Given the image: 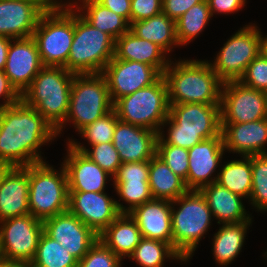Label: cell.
Returning a JSON list of instances; mask_svg holds the SVG:
<instances>
[{
  "instance_id": "cell-1",
  "label": "cell",
  "mask_w": 267,
  "mask_h": 267,
  "mask_svg": "<svg viewBox=\"0 0 267 267\" xmlns=\"http://www.w3.org/2000/svg\"><path fill=\"white\" fill-rule=\"evenodd\" d=\"M56 137V130L22 100L0 109L1 162L12 167L44 162L40 148Z\"/></svg>"
},
{
  "instance_id": "cell-2",
  "label": "cell",
  "mask_w": 267,
  "mask_h": 267,
  "mask_svg": "<svg viewBox=\"0 0 267 267\" xmlns=\"http://www.w3.org/2000/svg\"><path fill=\"white\" fill-rule=\"evenodd\" d=\"M162 76L168 88L169 105L221 104L223 82L214 72L209 61L180 59L173 63L170 60Z\"/></svg>"
},
{
  "instance_id": "cell-3",
  "label": "cell",
  "mask_w": 267,
  "mask_h": 267,
  "mask_svg": "<svg viewBox=\"0 0 267 267\" xmlns=\"http://www.w3.org/2000/svg\"><path fill=\"white\" fill-rule=\"evenodd\" d=\"M169 125L165 138L164 126ZM156 143H167L186 149L221 133L220 105L184 103L170 105ZM163 130V131H162Z\"/></svg>"
},
{
  "instance_id": "cell-4",
  "label": "cell",
  "mask_w": 267,
  "mask_h": 267,
  "mask_svg": "<svg viewBox=\"0 0 267 267\" xmlns=\"http://www.w3.org/2000/svg\"><path fill=\"white\" fill-rule=\"evenodd\" d=\"M74 75L64 67L44 66L22 93L21 100L57 130L67 117Z\"/></svg>"
},
{
  "instance_id": "cell-5",
  "label": "cell",
  "mask_w": 267,
  "mask_h": 267,
  "mask_svg": "<svg viewBox=\"0 0 267 267\" xmlns=\"http://www.w3.org/2000/svg\"><path fill=\"white\" fill-rule=\"evenodd\" d=\"M171 204L172 247L187 262L210 228L213 215L200 190H188ZM176 205L180 206L177 210Z\"/></svg>"
},
{
  "instance_id": "cell-6",
  "label": "cell",
  "mask_w": 267,
  "mask_h": 267,
  "mask_svg": "<svg viewBox=\"0 0 267 267\" xmlns=\"http://www.w3.org/2000/svg\"><path fill=\"white\" fill-rule=\"evenodd\" d=\"M74 37V9L69 3L48 8L32 34L43 66L64 67Z\"/></svg>"
},
{
  "instance_id": "cell-7",
  "label": "cell",
  "mask_w": 267,
  "mask_h": 267,
  "mask_svg": "<svg viewBox=\"0 0 267 267\" xmlns=\"http://www.w3.org/2000/svg\"><path fill=\"white\" fill-rule=\"evenodd\" d=\"M114 52L115 40L94 28L74 8V37L66 69L75 75L102 73Z\"/></svg>"
},
{
  "instance_id": "cell-8",
  "label": "cell",
  "mask_w": 267,
  "mask_h": 267,
  "mask_svg": "<svg viewBox=\"0 0 267 267\" xmlns=\"http://www.w3.org/2000/svg\"><path fill=\"white\" fill-rule=\"evenodd\" d=\"M113 110L107 81L102 73L74 75L69 108L64 123L56 130L59 136L64 124L71 122L79 132Z\"/></svg>"
},
{
  "instance_id": "cell-9",
  "label": "cell",
  "mask_w": 267,
  "mask_h": 267,
  "mask_svg": "<svg viewBox=\"0 0 267 267\" xmlns=\"http://www.w3.org/2000/svg\"><path fill=\"white\" fill-rule=\"evenodd\" d=\"M58 172L44 162L29 165V211L44 221L69 207V187L65 168Z\"/></svg>"
},
{
  "instance_id": "cell-10",
  "label": "cell",
  "mask_w": 267,
  "mask_h": 267,
  "mask_svg": "<svg viewBox=\"0 0 267 267\" xmlns=\"http://www.w3.org/2000/svg\"><path fill=\"white\" fill-rule=\"evenodd\" d=\"M168 88L161 75L152 85L118 99L113 104L118 119L159 133L169 115Z\"/></svg>"
},
{
  "instance_id": "cell-11",
  "label": "cell",
  "mask_w": 267,
  "mask_h": 267,
  "mask_svg": "<svg viewBox=\"0 0 267 267\" xmlns=\"http://www.w3.org/2000/svg\"><path fill=\"white\" fill-rule=\"evenodd\" d=\"M261 31L255 24L245 25L224 43L209 64L223 82L239 81L249 63L262 52Z\"/></svg>"
},
{
  "instance_id": "cell-12",
  "label": "cell",
  "mask_w": 267,
  "mask_h": 267,
  "mask_svg": "<svg viewBox=\"0 0 267 267\" xmlns=\"http://www.w3.org/2000/svg\"><path fill=\"white\" fill-rule=\"evenodd\" d=\"M43 231V221L31 214L0 221V249L3 260L30 263Z\"/></svg>"
},
{
  "instance_id": "cell-13",
  "label": "cell",
  "mask_w": 267,
  "mask_h": 267,
  "mask_svg": "<svg viewBox=\"0 0 267 267\" xmlns=\"http://www.w3.org/2000/svg\"><path fill=\"white\" fill-rule=\"evenodd\" d=\"M220 115L221 123H245L265 119V93L244 86L240 81L223 83Z\"/></svg>"
},
{
  "instance_id": "cell-14",
  "label": "cell",
  "mask_w": 267,
  "mask_h": 267,
  "mask_svg": "<svg viewBox=\"0 0 267 267\" xmlns=\"http://www.w3.org/2000/svg\"><path fill=\"white\" fill-rule=\"evenodd\" d=\"M104 75L112 103L152 85L161 74L148 64L138 61L113 59L105 66Z\"/></svg>"
},
{
  "instance_id": "cell-15",
  "label": "cell",
  "mask_w": 267,
  "mask_h": 267,
  "mask_svg": "<svg viewBox=\"0 0 267 267\" xmlns=\"http://www.w3.org/2000/svg\"><path fill=\"white\" fill-rule=\"evenodd\" d=\"M44 232L80 261L99 236L69 210L43 221Z\"/></svg>"
},
{
  "instance_id": "cell-16",
  "label": "cell",
  "mask_w": 267,
  "mask_h": 267,
  "mask_svg": "<svg viewBox=\"0 0 267 267\" xmlns=\"http://www.w3.org/2000/svg\"><path fill=\"white\" fill-rule=\"evenodd\" d=\"M68 210L98 236L121 214L105 192H69Z\"/></svg>"
},
{
  "instance_id": "cell-17",
  "label": "cell",
  "mask_w": 267,
  "mask_h": 267,
  "mask_svg": "<svg viewBox=\"0 0 267 267\" xmlns=\"http://www.w3.org/2000/svg\"><path fill=\"white\" fill-rule=\"evenodd\" d=\"M47 9L41 0H0V36L32 37L40 16Z\"/></svg>"
},
{
  "instance_id": "cell-18",
  "label": "cell",
  "mask_w": 267,
  "mask_h": 267,
  "mask_svg": "<svg viewBox=\"0 0 267 267\" xmlns=\"http://www.w3.org/2000/svg\"><path fill=\"white\" fill-rule=\"evenodd\" d=\"M43 67L32 37L11 40L3 71L21 95Z\"/></svg>"
},
{
  "instance_id": "cell-19",
  "label": "cell",
  "mask_w": 267,
  "mask_h": 267,
  "mask_svg": "<svg viewBox=\"0 0 267 267\" xmlns=\"http://www.w3.org/2000/svg\"><path fill=\"white\" fill-rule=\"evenodd\" d=\"M224 152L225 148L221 133L217 137L203 140L188 149L187 188L189 190H200L205 185L217 181L218 175L215 174V177H212L214 176L212 174L220 166L219 163Z\"/></svg>"
},
{
  "instance_id": "cell-20",
  "label": "cell",
  "mask_w": 267,
  "mask_h": 267,
  "mask_svg": "<svg viewBox=\"0 0 267 267\" xmlns=\"http://www.w3.org/2000/svg\"><path fill=\"white\" fill-rule=\"evenodd\" d=\"M158 133L117 121L113 145L122 163L149 161L156 154Z\"/></svg>"
},
{
  "instance_id": "cell-21",
  "label": "cell",
  "mask_w": 267,
  "mask_h": 267,
  "mask_svg": "<svg viewBox=\"0 0 267 267\" xmlns=\"http://www.w3.org/2000/svg\"><path fill=\"white\" fill-rule=\"evenodd\" d=\"M67 154L62 163L67 175L69 192H105L110 174L83 152L67 143Z\"/></svg>"
},
{
  "instance_id": "cell-22",
  "label": "cell",
  "mask_w": 267,
  "mask_h": 267,
  "mask_svg": "<svg viewBox=\"0 0 267 267\" xmlns=\"http://www.w3.org/2000/svg\"><path fill=\"white\" fill-rule=\"evenodd\" d=\"M225 150L242 156L267 154V118L245 123H221Z\"/></svg>"
},
{
  "instance_id": "cell-23",
  "label": "cell",
  "mask_w": 267,
  "mask_h": 267,
  "mask_svg": "<svg viewBox=\"0 0 267 267\" xmlns=\"http://www.w3.org/2000/svg\"><path fill=\"white\" fill-rule=\"evenodd\" d=\"M129 215L136 221L141 236L172 246L171 201L154 199L135 207Z\"/></svg>"
},
{
  "instance_id": "cell-24",
  "label": "cell",
  "mask_w": 267,
  "mask_h": 267,
  "mask_svg": "<svg viewBox=\"0 0 267 267\" xmlns=\"http://www.w3.org/2000/svg\"><path fill=\"white\" fill-rule=\"evenodd\" d=\"M29 165L9 169L0 184V221L30 214Z\"/></svg>"
},
{
  "instance_id": "cell-25",
  "label": "cell",
  "mask_w": 267,
  "mask_h": 267,
  "mask_svg": "<svg viewBox=\"0 0 267 267\" xmlns=\"http://www.w3.org/2000/svg\"><path fill=\"white\" fill-rule=\"evenodd\" d=\"M166 55L167 53L156 43L139 38L130 30L115 40L114 57L116 59L148 64L161 75L170 62Z\"/></svg>"
},
{
  "instance_id": "cell-26",
  "label": "cell",
  "mask_w": 267,
  "mask_h": 267,
  "mask_svg": "<svg viewBox=\"0 0 267 267\" xmlns=\"http://www.w3.org/2000/svg\"><path fill=\"white\" fill-rule=\"evenodd\" d=\"M218 224L241 223L252 220L243 205V197L234 194L218 183L205 185L200 189Z\"/></svg>"
},
{
  "instance_id": "cell-27",
  "label": "cell",
  "mask_w": 267,
  "mask_h": 267,
  "mask_svg": "<svg viewBox=\"0 0 267 267\" xmlns=\"http://www.w3.org/2000/svg\"><path fill=\"white\" fill-rule=\"evenodd\" d=\"M141 238L139 227L129 213H121L99 235V239L121 260L132 255Z\"/></svg>"
},
{
  "instance_id": "cell-28",
  "label": "cell",
  "mask_w": 267,
  "mask_h": 267,
  "mask_svg": "<svg viewBox=\"0 0 267 267\" xmlns=\"http://www.w3.org/2000/svg\"><path fill=\"white\" fill-rule=\"evenodd\" d=\"M149 188L154 199L174 201L189 189L156 154L149 160Z\"/></svg>"
},
{
  "instance_id": "cell-29",
  "label": "cell",
  "mask_w": 267,
  "mask_h": 267,
  "mask_svg": "<svg viewBox=\"0 0 267 267\" xmlns=\"http://www.w3.org/2000/svg\"><path fill=\"white\" fill-rule=\"evenodd\" d=\"M129 30L139 38L156 43L166 53L179 46L175 21L163 12L149 19L131 22Z\"/></svg>"
},
{
  "instance_id": "cell-30",
  "label": "cell",
  "mask_w": 267,
  "mask_h": 267,
  "mask_svg": "<svg viewBox=\"0 0 267 267\" xmlns=\"http://www.w3.org/2000/svg\"><path fill=\"white\" fill-rule=\"evenodd\" d=\"M81 2L80 5H77L76 1L73 2L75 5L72 2L69 4L77 8L75 10L94 28L109 34L114 40L129 30L130 24L123 17L112 12L97 0Z\"/></svg>"
},
{
  "instance_id": "cell-31",
  "label": "cell",
  "mask_w": 267,
  "mask_h": 267,
  "mask_svg": "<svg viewBox=\"0 0 267 267\" xmlns=\"http://www.w3.org/2000/svg\"><path fill=\"white\" fill-rule=\"evenodd\" d=\"M253 220L241 223L222 224L213 236V255L215 261L227 266L240 254L247 229Z\"/></svg>"
},
{
  "instance_id": "cell-32",
  "label": "cell",
  "mask_w": 267,
  "mask_h": 267,
  "mask_svg": "<svg viewBox=\"0 0 267 267\" xmlns=\"http://www.w3.org/2000/svg\"><path fill=\"white\" fill-rule=\"evenodd\" d=\"M243 159L231 160L223 165L217 181L220 186L227 188L234 194L249 198L252 192V155L241 156Z\"/></svg>"
},
{
  "instance_id": "cell-33",
  "label": "cell",
  "mask_w": 267,
  "mask_h": 267,
  "mask_svg": "<svg viewBox=\"0 0 267 267\" xmlns=\"http://www.w3.org/2000/svg\"><path fill=\"white\" fill-rule=\"evenodd\" d=\"M184 262L183 257L164 241L142 237L129 259L135 260L140 267H163L165 259Z\"/></svg>"
},
{
  "instance_id": "cell-34",
  "label": "cell",
  "mask_w": 267,
  "mask_h": 267,
  "mask_svg": "<svg viewBox=\"0 0 267 267\" xmlns=\"http://www.w3.org/2000/svg\"><path fill=\"white\" fill-rule=\"evenodd\" d=\"M212 17L206 0L191 7L186 13L175 21L176 37L179 46L189 44L195 39Z\"/></svg>"
},
{
  "instance_id": "cell-35",
  "label": "cell",
  "mask_w": 267,
  "mask_h": 267,
  "mask_svg": "<svg viewBox=\"0 0 267 267\" xmlns=\"http://www.w3.org/2000/svg\"><path fill=\"white\" fill-rule=\"evenodd\" d=\"M30 263L33 267H77L78 260L43 231Z\"/></svg>"
},
{
  "instance_id": "cell-36",
  "label": "cell",
  "mask_w": 267,
  "mask_h": 267,
  "mask_svg": "<svg viewBox=\"0 0 267 267\" xmlns=\"http://www.w3.org/2000/svg\"><path fill=\"white\" fill-rule=\"evenodd\" d=\"M68 143L76 150L83 152L105 172L110 174L112 178L115 176L118 168L122 164L118 151L115 149L112 142L91 145V151L85 146H82L81 143L79 144L75 142L74 139H68Z\"/></svg>"
},
{
  "instance_id": "cell-37",
  "label": "cell",
  "mask_w": 267,
  "mask_h": 267,
  "mask_svg": "<svg viewBox=\"0 0 267 267\" xmlns=\"http://www.w3.org/2000/svg\"><path fill=\"white\" fill-rule=\"evenodd\" d=\"M113 184L120 200L129 205V207L124 206L116 200L120 213H130L135 207L152 199L148 182H114Z\"/></svg>"
},
{
  "instance_id": "cell-38",
  "label": "cell",
  "mask_w": 267,
  "mask_h": 267,
  "mask_svg": "<svg viewBox=\"0 0 267 267\" xmlns=\"http://www.w3.org/2000/svg\"><path fill=\"white\" fill-rule=\"evenodd\" d=\"M250 201L257 211H267V154L252 155V192Z\"/></svg>"
},
{
  "instance_id": "cell-39",
  "label": "cell",
  "mask_w": 267,
  "mask_h": 267,
  "mask_svg": "<svg viewBox=\"0 0 267 267\" xmlns=\"http://www.w3.org/2000/svg\"><path fill=\"white\" fill-rule=\"evenodd\" d=\"M118 120V116L113 109L103 117L85 126L78 134L88 140L90 145L112 142Z\"/></svg>"
},
{
  "instance_id": "cell-40",
  "label": "cell",
  "mask_w": 267,
  "mask_h": 267,
  "mask_svg": "<svg viewBox=\"0 0 267 267\" xmlns=\"http://www.w3.org/2000/svg\"><path fill=\"white\" fill-rule=\"evenodd\" d=\"M156 155L167 164L174 174L185 181L187 187L188 149L167 143H156Z\"/></svg>"
},
{
  "instance_id": "cell-41",
  "label": "cell",
  "mask_w": 267,
  "mask_h": 267,
  "mask_svg": "<svg viewBox=\"0 0 267 267\" xmlns=\"http://www.w3.org/2000/svg\"><path fill=\"white\" fill-rule=\"evenodd\" d=\"M122 260L100 239L78 261L77 267H121Z\"/></svg>"
},
{
  "instance_id": "cell-42",
  "label": "cell",
  "mask_w": 267,
  "mask_h": 267,
  "mask_svg": "<svg viewBox=\"0 0 267 267\" xmlns=\"http://www.w3.org/2000/svg\"><path fill=\"white\" fill-rule=\"evenodd\" d=\"M239 81L252 89L263 92L267 90V56L263 52L249 63Z\"/></svg>"
},
{
  "instance_id": "cell-43",
  "label": "cell",
  "mask_w": 267,
  "mask_h": 267,
  "mask_svg": "<svg viewBox=\"0 0 267 267\" xmlns=\"http://www.w3.org/2000/svg\"><path fill=\"white\" fill-rule=\"evenodd\" d=\"M113 182H148L149 161L122 163Z\"/></svg>"
},
{
  "instance_id": "cell-44",
  "label": "cell",
  "mask_w": 267,
  "mask_h": 267,
  "mask_svg": "<svg viewBox=\"0 0 267 267\" xmlns=\"http://www.w3.org/2000/svg\"><path fill=\"white\" fill-rule=\"evenodd\" d=\"M163 0H131V22L149 19L162 13Z\"/></svg>"
},
{
  "instance_id": "cell-45",
  "label": "cell",
  "mask_w": 267,
  "mask_h": 267,
  "mask_svg": "<svg viewBox=\"0 0 267 267\" xmlns=\"http://www.w3.org/2000/svg\"><path fill=\"white\" fill-rule=\"evenodd\" d=\"M204 0H163L162 12L176 21L194 5Z\"/></svg>"
},
{
  "instance_id": "cell-46",
  "label": "cell",
  "mask_w": 267,
  "mask_h": 267,
  "mask_svg": "<svg viewBox=\"0 0 267 267\" xmlns=\"http://www.w3.org/2000/svg\"><path fill=\"white\" fill-rule=\"evenodd\" d=\"M2 97L4 102L0 104V109L21 101V94L11 84L5 72L0 70V98Z\"/></svg>"
},
{
  "instance_id": "cell-47",
  "label": "cell",
  "mask_w": 267,
  "mask_h": 267,
  "mask_svg": "<svg viewBox=\"0 0 267 267\" xmlns=\"http://www.w3.org/2000/svg\"><path fill=\"white\" fill-rule=\"evenodd\" d=\"M211 14H230L245 6L246 0H206Z\"/></svg>"
},
{
  "instance_id": "cell-48",
  "label": "cell",
  "mask_w": 267,
  "mask_h": 267,
  "mask_svg": "<svg viewBox=\"0 0 267 267\" xmlns=\"http://www.w3.org/2000/svg\"><path fill=\"white\" fill-rule=\"evenodd\" d=\"M112 12L123 17L129 24L131 23V0H97Z\"/></svg>"
},
{
  "instance_id": "cell-49",
  "label": "cell",
  "mask_w": 267,
  "mask_h": 267,
  "mask_svg": "<svg viewBox=\"0 0 267 267\" xmlns=\"http://www.w3.org/2000/svg\"><path fill=\"white\" fill-rule=\"evenodd\" d=\"M11 38L0 36V70H4Z\"/></svg>"
},
{
  "instance_id": "cell-50",
  "label": "cell",
  "mask_w": 267,
  "mask_h": 267,
  "mask_svg": "<svg viewBox=\"0 0 267 267\" xmlns=\"http://www.w3.org/2000/svg\"><path fill=\"white\" fill-rule=\"evenodd\" d=\"M0 267H33L29 262H16V261H5L3 260Z\"/></svg>"
},
{
  "instance_id": "cell-51",
  "label": "cell",
  "mask_w": 267,
  "mask_h": 267,
  "mask_svg": "<svg viewBox=\"0 0 267 267\" xmlns=\"http://www.w3.org/2000/svg\"><path fill=\"white\" fill-rule=\"evenodd\" d=\"M11 167L8 163L0 161V184Z\"/></svg>"
},
{
  "instance_id": "cell-52",
  "label": "cell",
  "mask_w": 267,
  "mask_h": 267,
  "mask_svg": "<svg viewBox=\"0 0 267 267\" xmlns=\"http://www.w3.org/2000/svg\"><path fill=\"white\" fill-rule=\"evenodd\" d=\"M48 8H53L62 5L63 3L57 0H41Z\"/></svg>"
},
{
  "instance_id": "cell-53",
  "label": "cell",
  "mask_w": 267,
  "mask_h": 267,
  "mask_svg": "<svg viewBox=\"0 0 267 267\" xmlns=\"http://www.w3.org/2000/svg\"><path fill=\"white\" fill-rule=\"evenodd\" d=\"M262 37V52L267 56V35Z\"/></svg>"
},
{
  "instance_id": "cell-54",
  "label": "cell",
  "mask_w": 267,
  "mask_h": 267,
  "mask_svg": "<svg viewBox=\"0 0 267 267\" xmlns=\"http://www.w3.org/2000/svg\"><path fill=\"white\" fill-rule=\"evenodd\" d=\"M266 97V118H267V90L264 92Z\"/></svg>"
},
{
  "instance_id": "cell-55",
  "label": "cell",
  "mask_w": 267,
  "mask_h": 267,
  "mask_svg": "<svg viewBox=\"0 0 267 267\" xmlns=\"http://www.w3.org/2000/svg\"><path fill=\"white\" fill-rule=\"evenodd\" d=\"M3 261L2 254H1V249H0V264Z\"/></svg>"
}]
</instances>
